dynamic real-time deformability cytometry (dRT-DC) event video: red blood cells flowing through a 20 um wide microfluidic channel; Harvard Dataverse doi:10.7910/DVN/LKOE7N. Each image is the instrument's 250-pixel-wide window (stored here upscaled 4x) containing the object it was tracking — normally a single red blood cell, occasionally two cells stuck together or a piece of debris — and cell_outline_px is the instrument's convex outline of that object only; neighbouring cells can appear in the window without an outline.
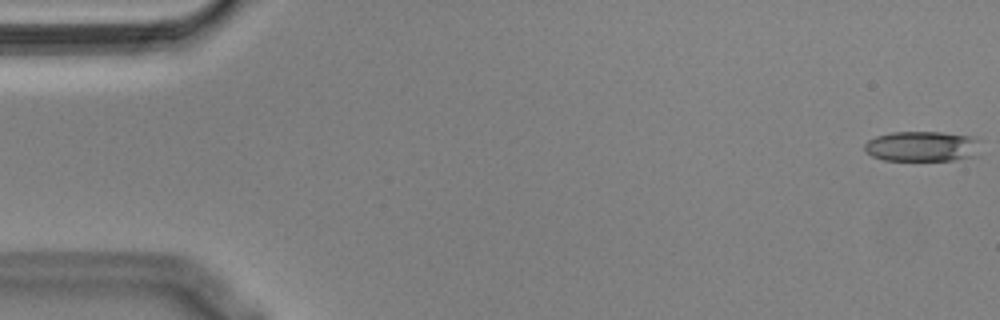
{"species": "Egyptian fruit bat (a non-hibernating species)", "species_latin": "Rousettus aegyptiacus", "temperature_condition": "cold", "stored_images_in_passage": 55, "camera_frame_rate_fps": 3000, "um_per_image_px": 0.085, "animal": {"sex": "male"}, "frame": {"image": 1, "passage_image": 1, "time_ms": 0.0, "image_size_px": [1000, 320], "cell_outline_px": [[976, 156], [952, 160], [884, 160], [872, 156], [864, 148], [864, 144], [868, 140], [876, 136], [892, 132], [940, 132], [972, 136], [976, 140]], "centroid_in_image_um": [78.32, 12.44], "position_along_channel_um": 6.7, "area_um2": 20.17}}
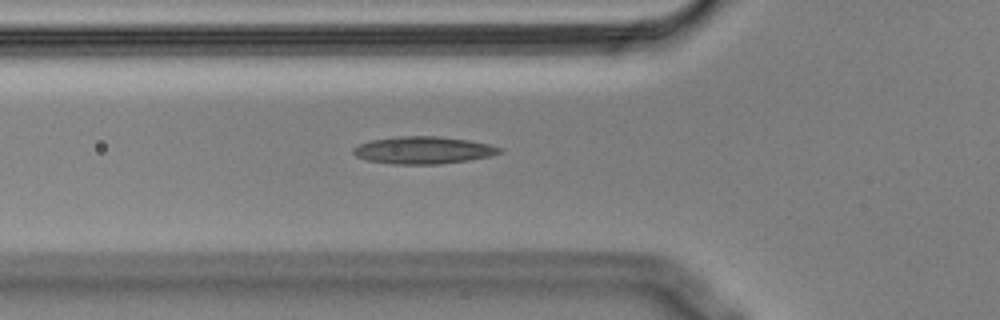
{"frame": {"image": 2, "passage_image": 19, "time_ms": 6.0, "image_size_px": [1000, 320], "cell_outline_px": [[504, 152], [488, 156], [468, 160], [440, 164], [392, 164], [368, 160], [356, 156], [352, 152], [352, 148], [360, 144], [372, 140], [396, 136], [436, 136], [468, 140], [488, 144], [504, 148]], "centroid_in_image_um": [35.99, 12.76], "position_along_channel_um": 89.8, "area_um2": 23.24}}
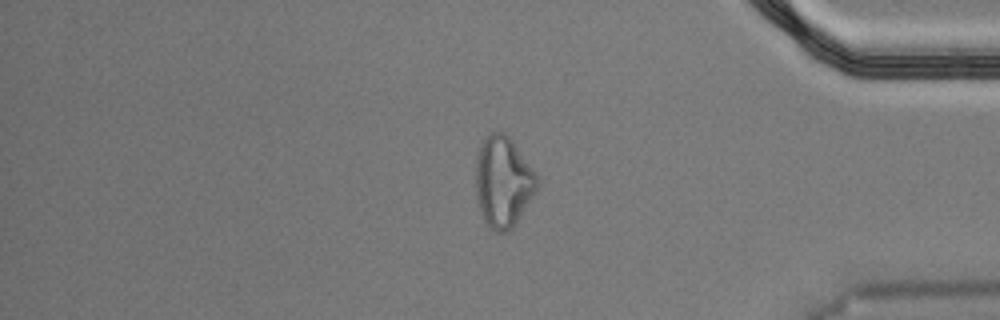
{"frame": {"image": 3, "passage_image": 46, "time_ms": 15.0, "image_size_px": [1000, 320], "cell_outline_px": [[540, 184], [536, 192], [512, 228], [508, 232], [496, 232], [484, 220], [476, 204], [476, 152], [484, 136], [492, 132], [504, 132], [512, 140], [536, 172], [540, 180]], "centroid_in_image_um": [42.76, 15.43], "position_along_channel_um": 392.4, "area_um2": 32.95}, "authors_computed_cell_mechanics": {"area_um2": 22.0218, "velocity_mm_per_s": 3.6387, "shape_relaxation_time_tau1_ms": null, "shape_relaxation_time_tau2_ms": 3.7685, "deformation_change_tau1": null, "deformation_change_tau2": 0.1395}}